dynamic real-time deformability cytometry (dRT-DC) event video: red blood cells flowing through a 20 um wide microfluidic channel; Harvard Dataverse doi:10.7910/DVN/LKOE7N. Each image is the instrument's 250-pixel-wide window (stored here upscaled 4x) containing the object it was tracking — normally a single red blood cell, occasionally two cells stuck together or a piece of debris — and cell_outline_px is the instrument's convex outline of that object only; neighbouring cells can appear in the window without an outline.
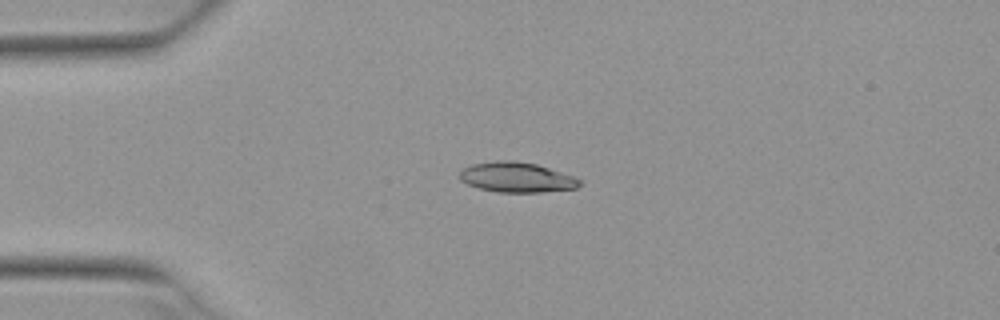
{"species": "Egyptian fruit bat (a non-hibernating species)", "species_latin": "Rousettus aegyptiacus", "temperature_condition": "warm", "stored_images_in_passage": 5, "camera_frame_rate_fps": 3000, "um_per_image_px": 0.085, "animal": {"sex": "female"}, "frame": {"image": 1, "passage_image": 4, "time_ms": 1.0, "image_size_px": [1000, 320], "cell_outline_px": [[584, 184], [576, 188], [540, 192], [496, 192], [480, 188], [468, 184], [460, 180], [460, 172], [464, 168], [472, 164], [500, 160], [512, 160], [536, 164], [572, 176], [580, 180]], "centroid_in_image_um": [43.92, 15.07], "position_along_channel_um": 41.1, "area_um2": 20.81}}